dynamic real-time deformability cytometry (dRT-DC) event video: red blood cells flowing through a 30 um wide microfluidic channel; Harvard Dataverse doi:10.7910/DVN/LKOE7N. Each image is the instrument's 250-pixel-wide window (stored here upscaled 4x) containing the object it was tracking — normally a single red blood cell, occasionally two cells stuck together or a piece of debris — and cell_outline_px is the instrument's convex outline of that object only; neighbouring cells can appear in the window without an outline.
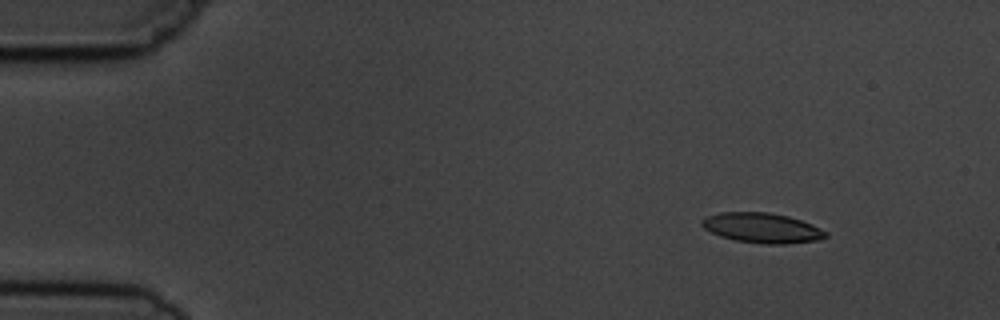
{"species": "common noctule bat (a hibernating species)", "species_latin": "Nyctalus noctula", "temperature_condition": "cold", "stored_images_in_passage": 4, "camera_frame_rate_fps": 3000, "um_per_image_px": 0.085, "animal": {"sex": "male", "body_mass_g": 19.5, "forearm_length_mm": 54.6}, "frame": {"image": 1, "passage_image": 2, "time_ms": 1.0, "image_size_px": [1000, 320], "cell_outline_px": [[828, 236], [820, 240], [784, 244], [760, 244], [736, 240], [720, 236], [704, 228], [700, 224], [700, 220], [704, 216], [720, 212], [768, 212], [788, 216], [812, 224], [828, 232]], "centroid_in_image_um": [64.77, 19.37], "position_along_channel_um": 20.2, "area_um2": 21.85}}
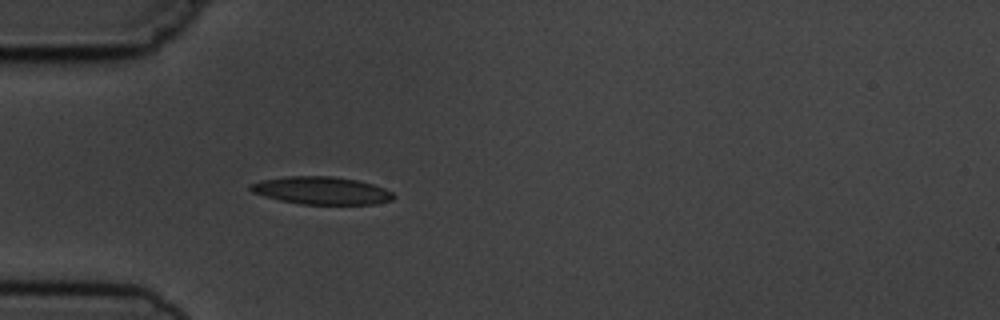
{"frame": {"image": 2, "passage_image": 4, "time_ms": 4.333, "image_size_px": [1000, 320], "cell_outline_px": [[396, 196], [392, 200], [376, 204], [300, 204], [280, 200], [264, 196], [252, 192], [248, 188], [248, 184], [260, 180], [288, 176], [332, 176], [356, 180], [372, 184], [384, 188], [392, 192]], "centroid_in_image_um": [27.3, 16.19], "position_along_channel_um": 57.7, "area_um2": 23.12}}